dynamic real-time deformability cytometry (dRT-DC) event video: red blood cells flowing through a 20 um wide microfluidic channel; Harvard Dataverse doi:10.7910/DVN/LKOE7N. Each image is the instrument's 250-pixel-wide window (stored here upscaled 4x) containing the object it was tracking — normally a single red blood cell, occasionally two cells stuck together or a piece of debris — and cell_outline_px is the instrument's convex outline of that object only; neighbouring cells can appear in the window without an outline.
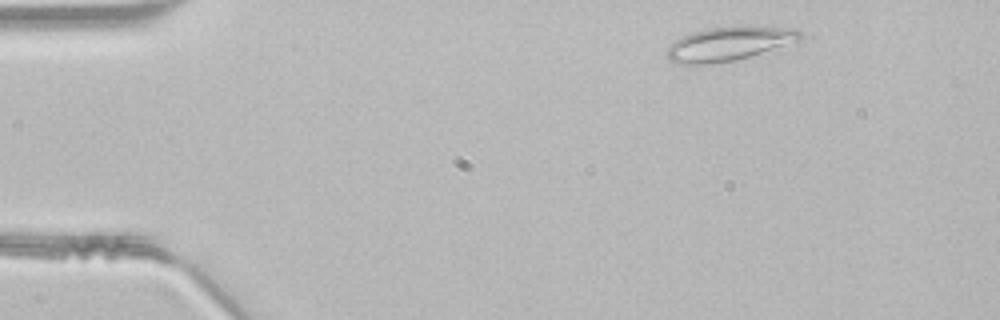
{"species": "common noctule bat (a hibernating species)", "species_latin": "Nyctalus noctula", "temperature_condition": "room temperature", "stored_images_in_passage": 45, "camera_frame_rate_fps": 3000, "um_per_image_px": 0.085, "animal": {"sex": "male", "body_mass_g": 21.5, "forearm_length_mm": 52.0}, "frame": {"image": 1, "passage_image": 4, "time_ms": 1.0, "image_size_px": [1000, 320], "cell_outline_px": [[804, 36], [800, 40], [736, 60], [708, 64], [676, 64], [668, 60], [668, 44], [680, 36], [692, 32], [708, 28], [800, 28]], "centroid_in_image_um": [61.89, 3.74], "position_along_channel_um": 23.1, "area_um2": 25.72}}
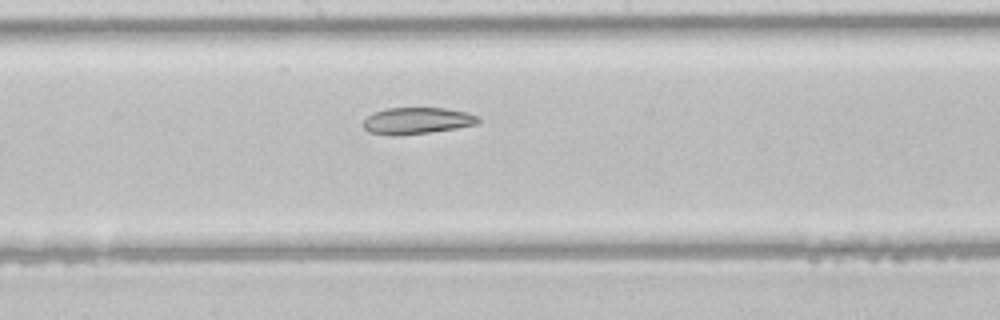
{"frame": {"image": 2, "passage_image": 23, "time_ms": 7.333, "image_size_px": [1000, 320], "cell_outline_px": [[480, 124], [456, 128], [428, 132], [396, 136], [392, 136], [368, 132], [360, 124], [372, 112], [384, 108], [448, 108], [468, 112], [480, 116]], "centroid_in_image_um": [35.44, 10.26], "position_along_channel_um": 212.8, "area_um2": 18.21}}
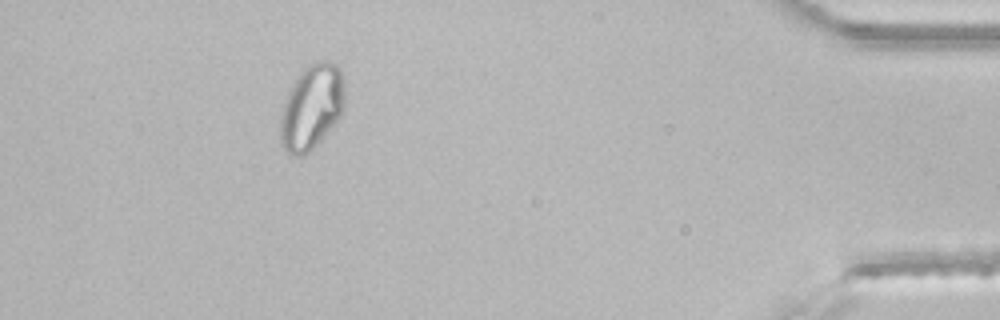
{"frame": {"image": 3, "passage_image": 41, "time_ms": 13.333, "image_size_px": [1000, 320], "cell_outline_px": [[344, 104], [340, 116], [332, 128], [304, 156], [292, 156], [284, 152], [280, 144], [280, 120], [284, 104], [288, 92], [292, 84], [304, 68], [308, 64], [320, 60], [328, 60], [336, 64], [340, 68], [344, 76]], "centroid_in_image_um": [26.49, 9.1], "position_along_channel_um": 408.7, "area_um2": 32.14}}